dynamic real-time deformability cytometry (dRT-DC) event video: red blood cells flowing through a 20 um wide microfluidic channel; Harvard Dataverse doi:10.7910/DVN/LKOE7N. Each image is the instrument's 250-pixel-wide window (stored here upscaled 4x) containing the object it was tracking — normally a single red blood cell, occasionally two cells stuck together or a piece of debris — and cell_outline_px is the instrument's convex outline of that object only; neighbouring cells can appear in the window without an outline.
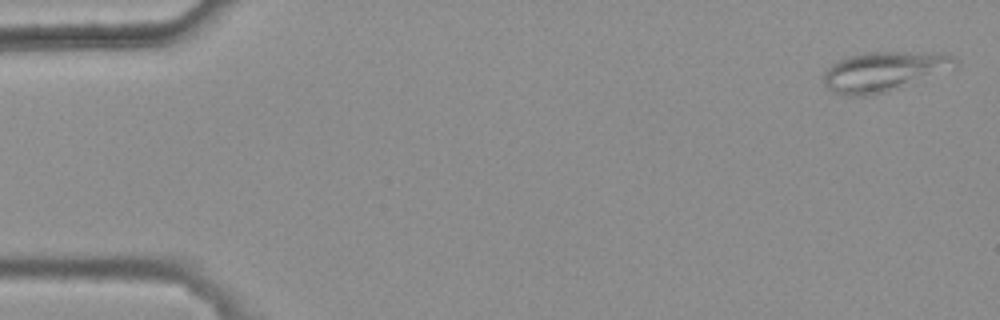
{"species": "common noctule bat (a hibernating species)", "species_latin": "Nyctalus noctula", "temperature_condition": "warm", "stored_images_in_passage": 5, "camera_frame_rate_fps": 3000, "um_per_image_px": 0.085, "animal": {"sex": "female", "body_mass_g": 25.1}, "frame": {"image": 1, "passage_image": 1, "time_ms": 0.0, "image_size_px": [1000, 320], "cell_outline_px": [[960, 64], [956, 68], [900, 88], [872, 96], [848, 96], [832, 92], [824, 84], [824, 72], [832, 64], [848, 56], [864, 52], [944, 52], [960, 60]], "centroid_in_image_um": [75.2, 6.07], "position_along_channel_um": 9.8, "area_um2": 31.04}}